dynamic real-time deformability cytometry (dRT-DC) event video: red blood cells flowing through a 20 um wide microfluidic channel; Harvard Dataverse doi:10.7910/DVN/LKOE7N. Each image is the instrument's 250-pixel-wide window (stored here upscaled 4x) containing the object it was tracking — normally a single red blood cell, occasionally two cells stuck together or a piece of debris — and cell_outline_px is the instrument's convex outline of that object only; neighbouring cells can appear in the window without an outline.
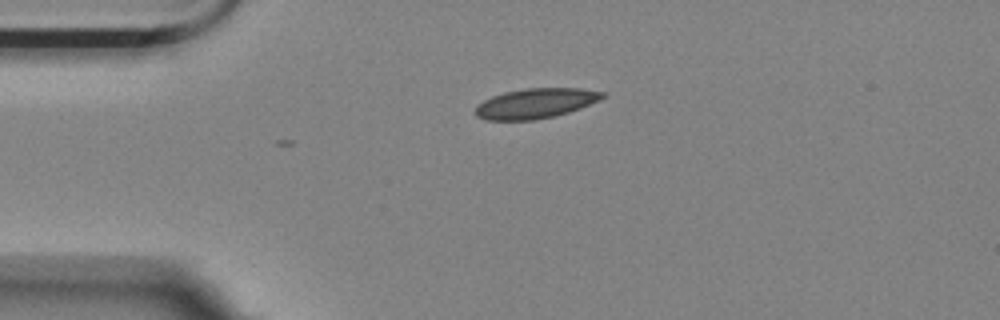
{"species": "Egyptian fruit bat (a non-hibernating species)", "species_latin": "Rousettus aegyptiacus", "temperature_condition": "room temperature", "stored_images_in_passage": 8, "camera_frame_rate_fps": 3000, "um_per_image_px": 0.085, "animal": {"sex": "female"}, "frame": {"image": 1, "passage_image": 1, "time_ms": 0.0, "image_size_px": [1000, 320], "cell_outline_px": [[604, 96], [600, 100], [580, 108], [556, 116], [532, 120], [484, 120], [476, 116], [476, 108], [484, 100], [492, 96], [504, 92], [524, 88], [580, 88], [604, 92]], "centroid_in_image_um": [45.53, 8.78], "position_along_channel_um": 39.5, "area_um2": 22.14}}